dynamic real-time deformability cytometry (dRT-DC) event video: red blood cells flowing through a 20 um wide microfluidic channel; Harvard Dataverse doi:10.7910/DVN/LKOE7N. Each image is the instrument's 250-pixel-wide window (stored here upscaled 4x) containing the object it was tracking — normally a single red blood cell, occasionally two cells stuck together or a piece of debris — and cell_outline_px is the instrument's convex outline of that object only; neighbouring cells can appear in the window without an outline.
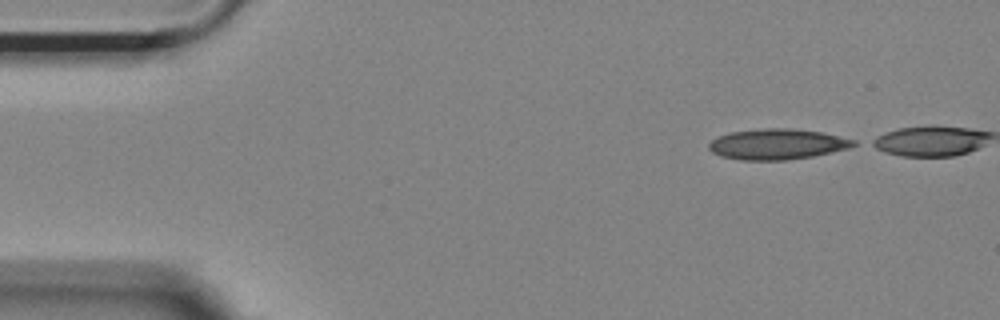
{"species": "Egyptian fruit bat (a non-hibernating species)", "species_latin": "Rousettus aegyptiacus", "temperature_condition": "room temperature", "stored_images_in_passage": 7, "camera_frame_rate_fps": 3000, "um_per_image_px": 0.085, "animal": {"sex": "female"}, "frame": {"image": 1, "passage_image": 1, "time_ms": 0.0, "image_size_px": [1000, 320], "cell_outline_px": [[856, 144], [848, 148], [812, 156], [788, 160], [740, 160], [720, 156], [712, 152], [708, 148], [708, 144], [716, 136], [728, 132], [760, 128], [792, 128], [820, 132], [856, 140]], "centroid_in_image_um": [66.0, 12.25], "position_along_channel_um": 19.0, "area_um2": 25.89}}